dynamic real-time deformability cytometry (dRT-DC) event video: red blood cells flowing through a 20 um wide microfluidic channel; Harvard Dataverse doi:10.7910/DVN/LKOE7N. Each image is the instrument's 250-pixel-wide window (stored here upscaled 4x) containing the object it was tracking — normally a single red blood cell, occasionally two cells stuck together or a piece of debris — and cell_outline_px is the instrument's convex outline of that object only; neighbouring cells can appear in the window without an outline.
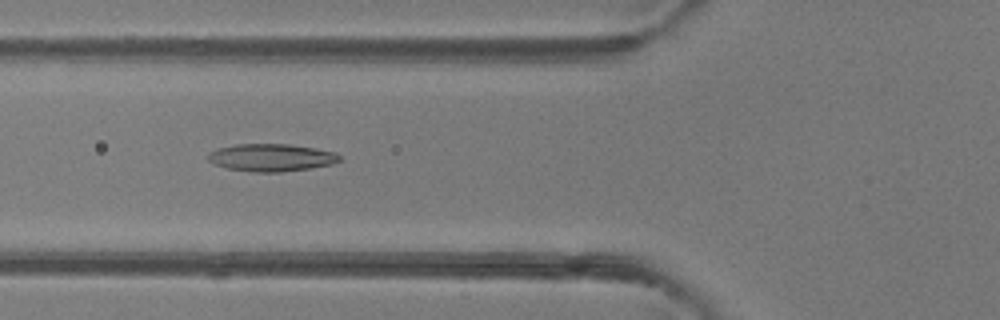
{"species": "common noctule bat (a hibernating species)", "species_latin": "Nyctalus noctula", "temperature_condition": "room temperature", "stored_images_in_passage": 46, "camera_frame_rate_fps": 3000, "um_per_image_px": 0.085, "animal": {"sex": "female"}, "frame": {"image": 1, "passage_image": 19, "time_ms": 6.0, "image_size_px": [1000, 320], "cell_outline_px": [[340, 160], [332, 164], [308, 168], [280, 172], [252, 172], [228, 168], [212, 164], [208, 160], [208, 152], [216, 148], [236, 144], [288, 144], [316, 148], [336, 152], [340, 156]], "centroid_in_image_um": [23.02, 13.38], "position_along_channel_um": 102.8, "area_um2": 21.15}}
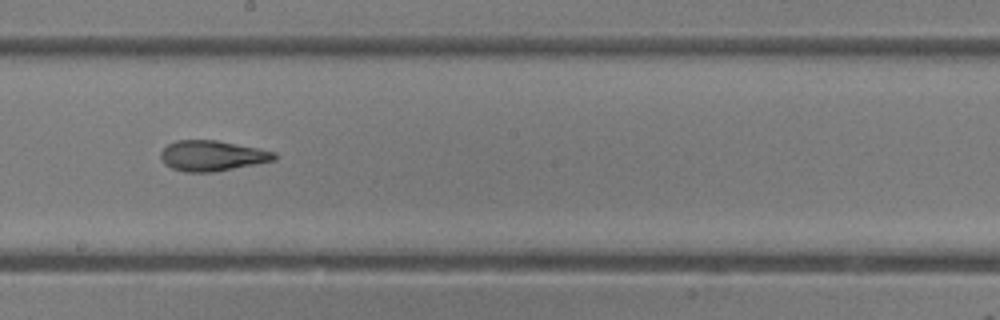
{"frame": {"image": 2, "passage_image": 28, "time_ms": 9.0, "image_size_px": [1000, 320], "cell_outline_px": [[276, 160], [212, 172], [184, 172], [172, 168], [164, 164], [160, 156], [160, 152], [168, 144], [176, 140], [216, 140], [276, 152]], "centroid_in_image_um": [18.0, 13.24], "position_along_channel_um": 230.2, "area_um2": 20.0}}
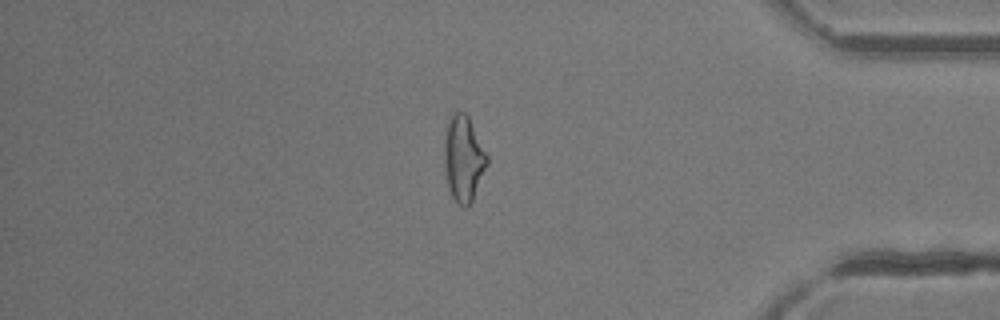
{"frame": {"image": 3, "passage_image": 42, "time_ms": 13.667, "image_size_px": [1000, 320], "cell_outline_px": [[488, 164], [472, 200], [468, 208], [464, 208], [452, 196], [448, 188], [444, 164], [444, 140], [448, 124], [452, 112], [464, 112], [468, 116], [488, 156]], "centroid_in_image_um": [39.4, 13.49], "position_along_channel_um": 395.8, "area_um2": 21.21}, "authors_computed_cell_mechanics": {"area_um2": 20.9236, "velocity_mm_per_s": 4.227, "shape_relaxation_time_tau1_ms": null, "shape_relaxation_time_tau2_ms": 2.505, "deformation_change_tau1": null, "deformation_change_tau2": 0.1107}}